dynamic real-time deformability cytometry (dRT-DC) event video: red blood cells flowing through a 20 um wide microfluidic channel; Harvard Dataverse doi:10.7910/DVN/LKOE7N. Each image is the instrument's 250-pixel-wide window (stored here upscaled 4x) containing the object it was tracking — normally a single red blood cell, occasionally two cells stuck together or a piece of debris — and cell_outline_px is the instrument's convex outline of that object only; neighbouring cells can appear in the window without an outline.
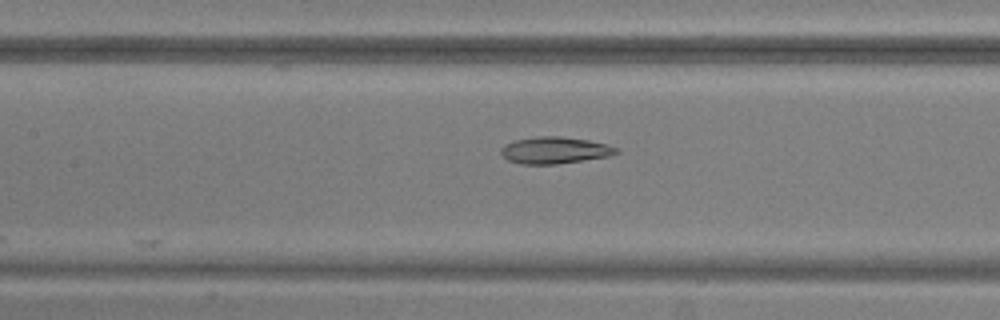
{"species": "common noctule bat (a hibernating species)", "species_latin": "Nyctalus noctula", "temperature_condition": "warm", "stored_images_in_passage": 6, "camera_frame_rate_fps": 3000, "um_per_image_px": 0.085, "animal": {"sex": "male", "body_mass_g": 20.5, "forearm_length_mm": 52.5}, "frame": {"image": 1, "passage_image": 6, "time_ms": 6.667, "image_size_px": [1000, 320], "cell_outline_px": [[620, 152], [608, 156], [556, 164], [520, 164], [508, 160], [500, 152], [500, 148], [504, 144], [516, 140], [536, 136], [560, 136], [588, 140], [604, 144], [616, 148]], "centroid_in_image_um": [47.1, 12.77], "position_along_channel_um": 160.3, "area_um2": 17.8}}